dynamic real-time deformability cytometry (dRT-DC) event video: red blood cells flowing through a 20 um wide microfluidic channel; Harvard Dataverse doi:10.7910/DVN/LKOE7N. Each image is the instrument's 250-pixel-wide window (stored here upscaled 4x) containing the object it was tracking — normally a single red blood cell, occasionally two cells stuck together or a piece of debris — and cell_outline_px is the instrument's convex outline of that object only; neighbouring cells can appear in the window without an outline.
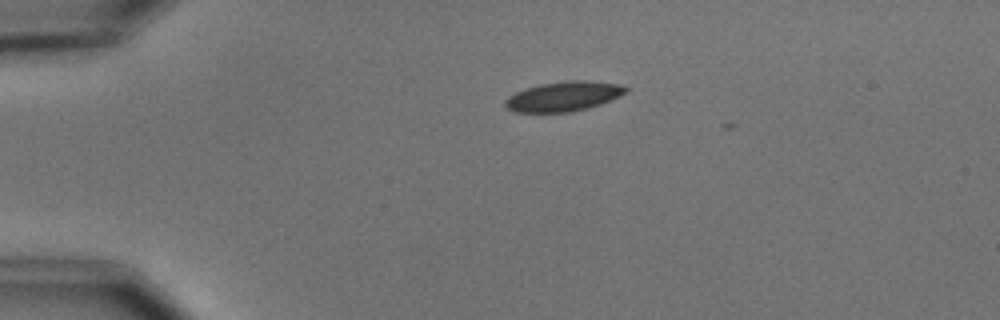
{"species": "common noctule bat (a hibernating species)", "species_latin": "Nyctalus noctula", "temperature_condition": "cold", "stored_images_in_passage": 4, "camera_frame_rate_fps": 3000, "um_per_image_px": 0.085, "animal": {"sex": "male", "body_mass_g": 15.6}, "frame": {"image": 1, "passage_image": 1, "time_ms": 0.0, "image_size_px": [1000, 320], "cell_outline_px": [[628, 92], [620, 96], [600, 104], [568, 112], [516, 112], [508, 108], [504, 104], [504, 100], [508, 96], [516, 92], [540, 84], [564, 80], [588, 80], [624, 84], [628, 88]], "centroid_in_image_um": [47.94, 8.17], "position_along_channel_um": 37.1, "area_um2": 20.92}}
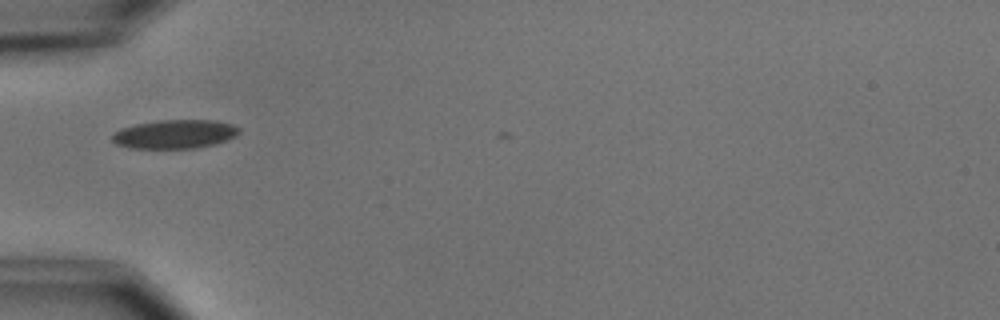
{"frame": {"image": 2, "passage_image": 3, "time_ms": 2.0, "image_size_px": [1000, 320], "cell_outline_px": [[240, 132], [236, 136], [228, 140], [216, 144], [196, 148], [132, 148], [116, 144], [112, 140], [112, 132], [120, 128], [136, 124], [156, 120], [216, 120], [232, 124], [240, 128]], "centroid_in_image_um": [14.87, 11.39], "position_along_channel_um": 70.1, "area_um2": 21.56}}